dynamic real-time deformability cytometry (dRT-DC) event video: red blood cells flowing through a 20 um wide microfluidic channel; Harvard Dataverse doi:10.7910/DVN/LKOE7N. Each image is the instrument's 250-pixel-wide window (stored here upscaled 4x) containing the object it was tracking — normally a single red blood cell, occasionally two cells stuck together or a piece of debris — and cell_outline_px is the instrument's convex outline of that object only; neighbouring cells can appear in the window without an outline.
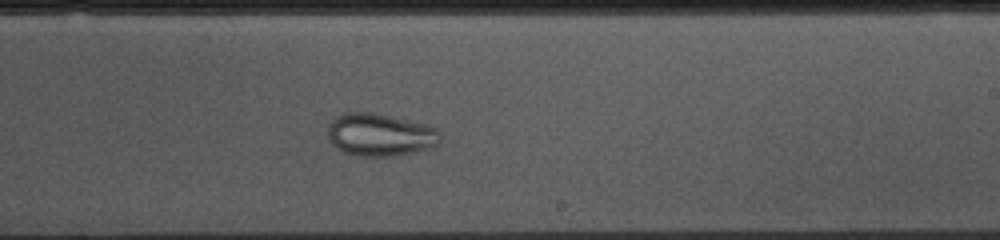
{"species": "common noctule bat (a hibernating species)", "species_latin": "Nyctalus noctula", "temperature_condition": "cold", "stored_images_in_passage": 53, "camera_frame_rate_fps": 3000, "um_per_image_px": 0.085, "animal": {"sex": "female", "body_mass_g": 10.0, "forearm_length_mm": 53.1}, "frame": {"image": 1, "passage_image": 31, "time_ms": 10.0, "image_size_px": [1000, 240], "cell_outline_px": [[440, 144], [432, 148], [392, 156], [360, 156], [344, 152], [336, 148], [332, 144], [328, 136], [328, 128], [332, 120], [336, 116], [344, 112], [372, 112], [424, 124], [436, 128], [440, 132]], "centroid_in_image_um": [32.31, 11.46], "position_along_channel_um": 256.7, "area_um2": 27.92}}
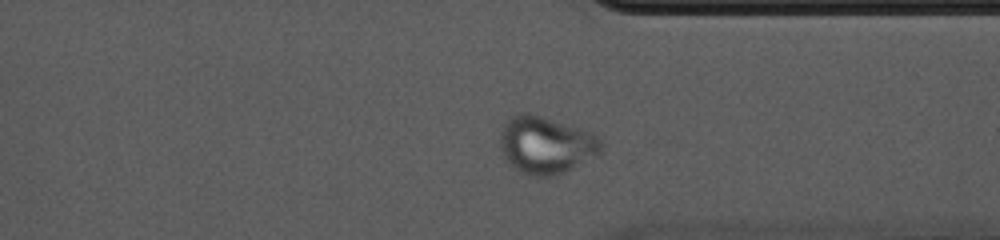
{"frame": {"image": 2, "passage_image": 40, "time_ms": 13.0, "image_size_px": [1000, 240], "cell_outline_px": [[604, 148], [600, 152], [572, 168], [556, 176], [528, 176], [520, 172], [504, 156], [500, 148], [500, 132], [504, 124], [512, 116], [520, 112], [532, 112], [592, 132], [604, 140]], "centroid_in_image_um": [46.42, 12.3], "position_along_channel_um": 365.0, "area_um2": 33.99}}
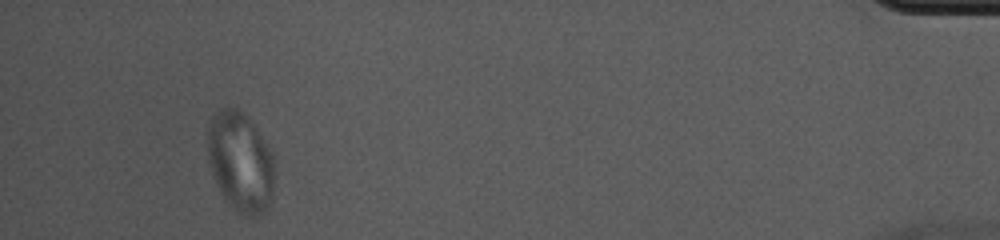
{"frame": {"image": 3, "passage_image": 50, "time_ms": 16.333, "image_size_px": [1000, 240], "cell_outline_px": [[272, 200], [264, 212], [256, 216], [248, 216], [240, 212], [224, 196], [216, 184], [212, 176], [208, 164], [208, 128], [212, 116], [220, 108], [240, 108], [252, 120], [272, 152]], "centroid_in_image_um": [20.42, 13.7], "position_along_channel_um": 414.8, "area_um2": 38.67}}